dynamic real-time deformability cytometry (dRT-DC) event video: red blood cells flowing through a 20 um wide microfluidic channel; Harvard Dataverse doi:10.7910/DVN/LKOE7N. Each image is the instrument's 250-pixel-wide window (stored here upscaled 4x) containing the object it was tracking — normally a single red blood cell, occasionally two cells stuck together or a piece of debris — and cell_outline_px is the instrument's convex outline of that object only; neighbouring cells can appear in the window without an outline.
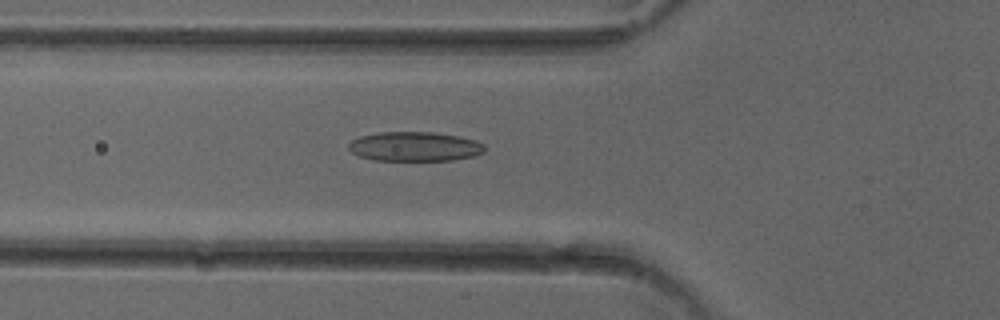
{"species": "common noctule bat (a hibernating species)", "species_latin": "Nyctalus noctula", "temperature_condition": "cold", "stored_images_in_passage": 50, "camera_frame_rate_fps": 3000, "um_per_image_px": 0.085, "animal": {"sex": "female"}, "frame": {"image": 1, "passage_image": 18, "time_ms": 5.667, "image_size_px": [1000, 320], "cell_outline_px": [[484, 152], [476, 156], [452, 160], [372, 160], [360, 156], [352, 152], [348, 148], [348, 144], [352, 140], [360, 136], [380, 132], [432, 132], [460, 136], [476, 140], [484, 144]], "centroid_in_image_um": [35.27, 12.45], "position_along_channel_um": 90.5, "area_um2": 23.41}}
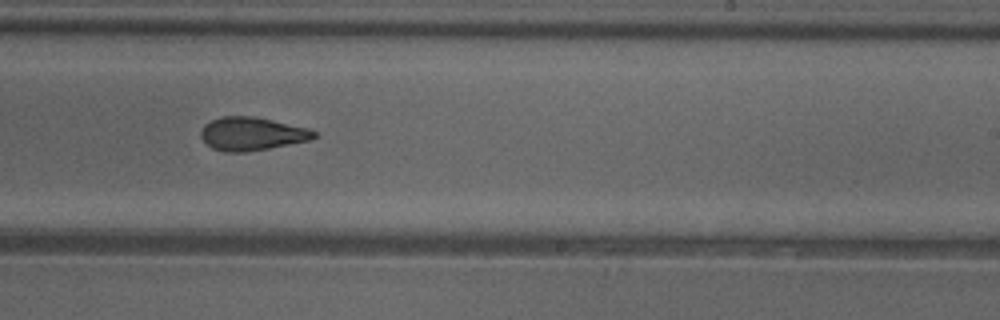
{"frame": {"image": 2, "passage_image": 31, "time_ms": 10.0, "image_size_px": [1000, 320], "cell_outline_px": [[316, 136], [312, 140], [268, 148], [244, 152], [224, 152], [212, 148], [200, 136], [200, 132], [204, 124], [220, 116], [256, 116], [308, 128], [316, 132]], "centroid_in_image_um": [21.4, 11.36], "position_along_channel_um": 267.6, "area_um2": 21.96}}
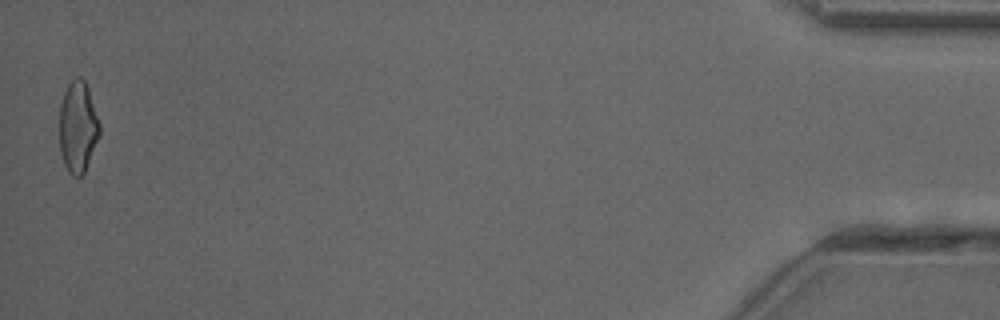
{"frame": {"image": 3, "passage_image": 50, "time_ms": 16.333, "image_size_px": [1000, 320], "cell_outline_px": [[100, 132], [84, 172], [80, 176], [72, 176], [68, 172], [64, 164], [60, 152], [60, 104], [64, 92], [68, 84], [76, 76], [80, 76], [84, 80], [88, 88], [100, 124]], "centroid_in_image_um": [6.6, 10.77], "position_along_channel_um": 428.6, "area_um2": 21.15}, "authors_computed_cell_mechanics": {"area_um2": 22.1663, "velocity_mm_per_s": 4.055, "shape_relaxation_time_tau1_ms": null, "shape_relaxation_time_tau2_ms": 2.7555, "deformation_change_tau1": null, "deformation_change_tau2": 0.1148}}